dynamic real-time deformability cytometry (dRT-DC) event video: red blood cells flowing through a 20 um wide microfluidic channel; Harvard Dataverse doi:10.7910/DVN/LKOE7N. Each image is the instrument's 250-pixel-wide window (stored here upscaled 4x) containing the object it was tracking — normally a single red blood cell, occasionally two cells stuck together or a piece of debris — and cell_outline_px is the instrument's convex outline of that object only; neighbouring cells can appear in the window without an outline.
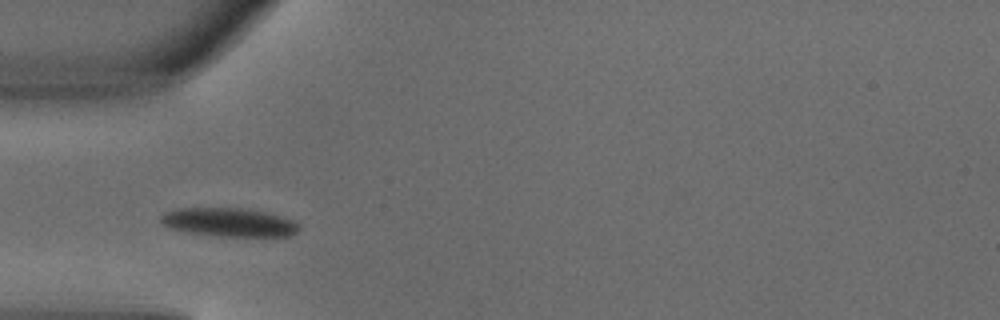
{"species": "common noctule bat (a hibernating species)", "species_latin": "Nyctalus noctula", "temperature_condition": "warm", "stored_images_in_passage": 2, "camera_frame_rate_fps": 3000, "um_per_image_px": 0.085, "animal": {"sex": "male", "body_mass_g": 18.8}, "frame": {"image": 1, "passage_image": 2, "time_ms": 0.333, "image_size_px": [1000, 320], "cell_outline_px": [[300, 228], [292, 236], [216, 236], [188, 232], [168, 228], [160, 224], [160, 216], [164, 212], [176, 208], [248, 208], [280, 216], [292, 220], [300, 224]], "centroid_in_image_um": [19.42, 18.89], "position_along_channel_um": 65.6, "area_um2": 23.29}}